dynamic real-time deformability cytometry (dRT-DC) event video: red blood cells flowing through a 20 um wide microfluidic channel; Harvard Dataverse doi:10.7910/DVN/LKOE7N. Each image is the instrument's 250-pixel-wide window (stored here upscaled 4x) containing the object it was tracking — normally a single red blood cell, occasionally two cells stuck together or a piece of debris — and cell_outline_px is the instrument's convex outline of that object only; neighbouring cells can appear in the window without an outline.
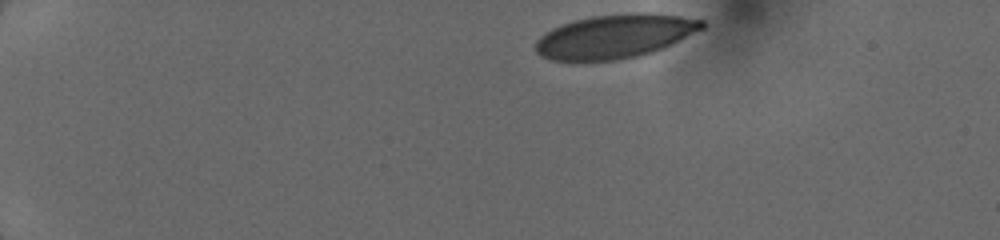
{"species": "human", "species_latin": "Homo sapiens", "temperature_condition": "cold", "stored_images_in_passage": 13, "camera_frame_rate_fps": 3000, "um_per_image_px": 0.085, "donor": {"sex": "female"}, "frame": {"image": 1, "passage_image": 1, "time_ms": 0.0, "image_size_px": [1000, 240], "cell_outline_px": [[704, 28], [672, 44], [652, 52], [640, 56], [616, 60], [552, 60], [540, 56], [536, 52], [536, 40], [544, 32], [560, 24], [592, 16], [632, 12], [648, 12], [680, 16], [704, 20]], "centroid_in_image_um": [52.26, 3.07], "position_along_channel_um": 32.7, "area_um2": 42.6}}
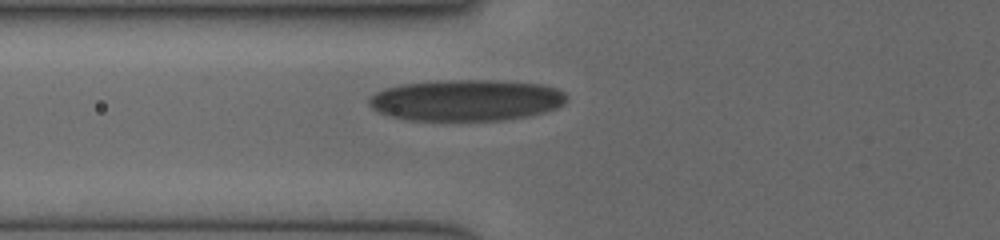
{"frame": {"image": 2, "passage_image": 10, "time_ms": 3.667, "image_size_px": [1000, 240], "cell_outline_px": [[564, 104], [556, 108], [544, 112], [524, 116], [500, 120], [408, 120], [392, 116], [380, 112], [372, 108], [368, 104], [368, 100], [376, 92], [384, 88], [400, 84], [436, 80], [500, 80], [544, 84], [560, 88], [564, 92]], "centroid_in_image_um": [39.63, 8.5], "position_along_channel_um": 86.2, "area_um2": 47.69}}